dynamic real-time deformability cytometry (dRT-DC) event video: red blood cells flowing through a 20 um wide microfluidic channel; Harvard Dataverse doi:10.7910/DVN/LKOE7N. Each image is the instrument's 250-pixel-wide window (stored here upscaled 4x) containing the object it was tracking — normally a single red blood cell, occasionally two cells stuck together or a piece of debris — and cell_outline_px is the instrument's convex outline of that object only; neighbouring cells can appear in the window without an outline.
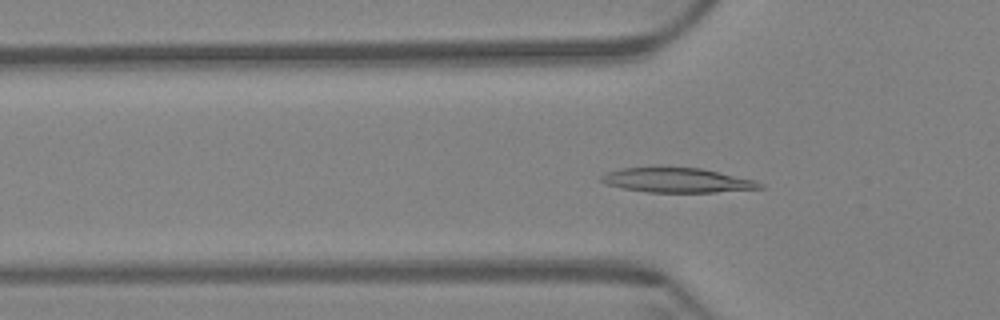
{"species": "Egyptian fruit bat (a non-hibernating species)", "species_latin": "Rousettus aegyptiacus", "temperature_condition": "warm", "stored_images_in_passage": 45, "camera_frame_rate_fps": 3000, "um_per_image_px": 0.085, "animal": {"sex": "female"}, "frame": {"image": 1, "passage_image": 3, "time_ms": 0.667, "image_size_px": [1000, 320], "cell_outline_px": [[764, 188], [716, 192], [648, 192], [624, 188], [608, 184], [600, 180], [600, 176], [608, 172], [620, 168], [660, 164], [664, 164], [700, 168], [752, 180], [764, 184]], "centroid_in_image_um": [57.48, 15.27], "position_along_channel_um": 68.3, "area_um2": 23.35}}
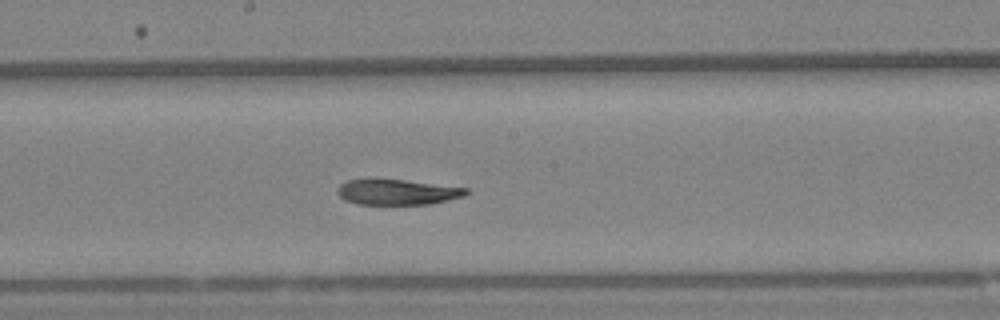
{"frame": {"image": 2, "passage_image": 16, "time_ms": 5.0, "image_size_px": [1000, 320], "cell_outline_px": [[472, 192], [464, 196], [448, 200], [428, 204], [356, 204], [344, 200], [336, 192], [336, 188], [340, 184], [348, 180], [368, 176], [404, 180], [472, 188]], "centroid_in_image_um": [33.74, 16.28], "position_along_channel_um": 214.5, "area_um2": 19.94}}
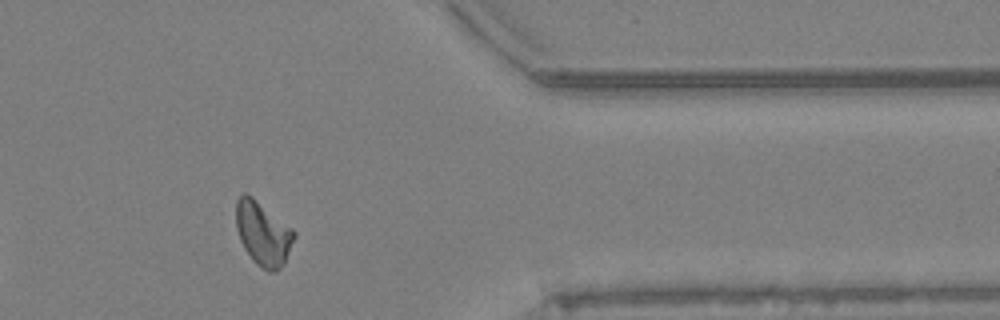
{"frame": {"image": 3, "passage_image": 33, "time_ms": 10.667, "image_size_px": [1000, 320], "cell_outline_px": [[296, 236], [284, 264], [276, 272], [268, 272], [260, 268], [252, 260], [244, 248], [240, 240], [236, 228], [236, 200], [244, 192], [252, 196], [292, 228], [296, 232]], "centroid_in_image_um": [22.36, 19.87], "position_along_channel_um": 389.0, "area_um2": 21.79}, "authors_computed_cell_mechanics": {"area_um2": 20.6924, "velocity_mm_per_s": 3.3896, "shape_relaxation_time_tau1_ms": null, "shape_relaxation_time_tau2_ms": 4.0476, "deformation_change_tau1": null, "deformation_change_tau2": 0.0906}}